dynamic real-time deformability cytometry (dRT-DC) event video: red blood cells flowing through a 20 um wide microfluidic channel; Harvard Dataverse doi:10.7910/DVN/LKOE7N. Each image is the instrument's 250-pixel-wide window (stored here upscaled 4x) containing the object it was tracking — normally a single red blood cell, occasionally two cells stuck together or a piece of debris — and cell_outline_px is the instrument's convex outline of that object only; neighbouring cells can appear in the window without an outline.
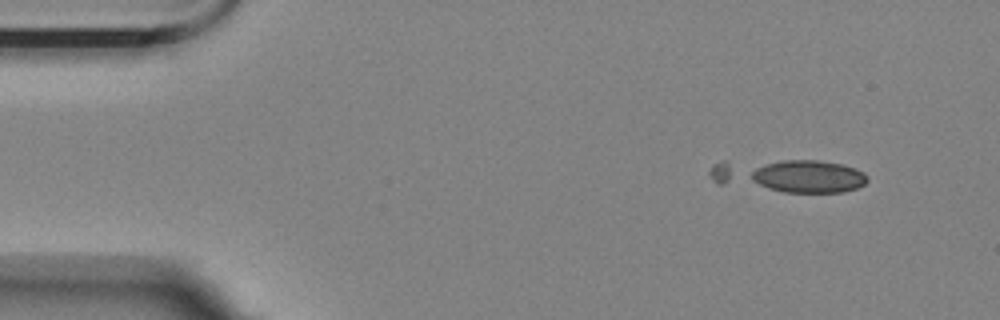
{"species": "Egyptian fruit bat (a non-hibernating species)", "species_latin": "Rousettus aegyptiacus", "temperature_condition": "room temperature", "stored_images_in_passage": 15, "camera_frame_rate_fps": 3000, "um_per_image_px": 0.085, "animal": {"sex": "female"}, "frame": {"image": 1, "passage_image": 1, "time_ms": 0.0, "image_size_px": [1000, 320], "cell_outline_px": [[868, 180], [864, 184], [856, 188], [844, 192], [784, 192], [768, 188], [752, 180], [752, 172], [756, 168], [768, 164], [784, 160], [816, 160], [840, 164], [856, 168], [864, 172], [868, 176]], "centroid_in_image_um": [68.77, 15.01], "position_along_channel_um": 16.2, "area_um2": 21.79}}
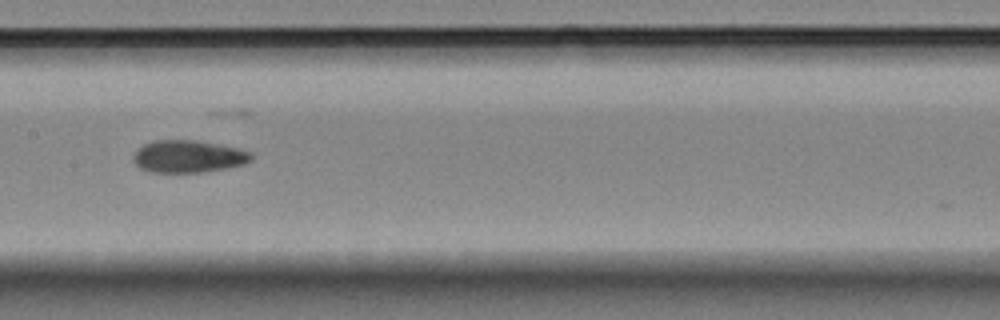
{"frame": {"image": 2, "passage_image": 7, "time_ms": 7.667, "image_size_px": [1000, 320], "cell_outline_px": [[252, 160], [244, 164], [224, 168], [200, 172], [152, 172], [140, 168], [136, 164], [132, 156], [136, 148], [152, 140], [196, 140], [220, 144], [252, 152]], "centroid_in_image_um": [15.98, 13.28], "position_along_channel_um": 191.4, "area_um2": 22.25}}
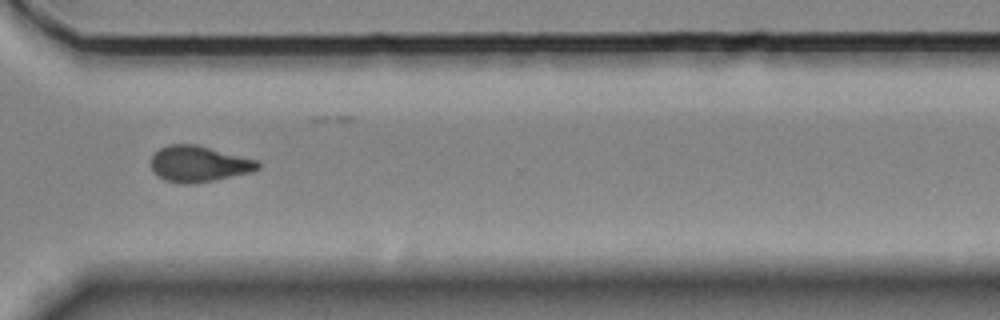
{"frame": {"image": 3, "passage_image": 11, "time_ms": 12.333, "image_size_px": [1000, 320], "cell_outline_px": [[260, 168], [252, 172], [212, 180], [188, 184], [184, 184], [164, 180], [152, 172], [152, 156], [160, 148], [168, 144], [196, 144], [256, 160], [260, 164]], "centroid_in_image_um": [16.87, 13.93], "position_along_channel_um": 353.7, "area_um2": 22.2}, "authors_computed_cell_mechanics": {"area_um2": 22.1952, "velocity_mm_per_s": 3.4924, "shape_relaxation_time_tau1_ms": null, "shape_relaxation_time_tau2_ms": 3.2683, "deformation_change_tau1": null, "deformation_change_tau2": 0.1022}}